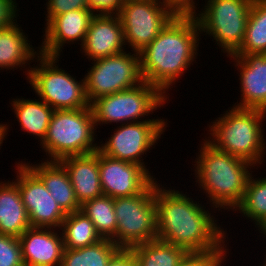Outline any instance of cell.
I'll return each instance as SVG.
<instances>
[{"instance_id":"cell-1","label":"cell","mask_w":266,"mask_h":266,"mask_svg":"<svg viewBox=\"0 0 266 266\" xmlns=\"http://www.w3.org/2000/svg\"><path fill=\"white\" fill-rule=\"evenodd\" d=\"M155 179L157 239L188 252L229 250L228 233L210 210L180 189L165 187ZM169 188V189H168ZM188 194V195H187ZM198 200V201H197ZM227 238V239H226ZM226 243V244H225Z\"/></svg>"},{"instance_id":"cell-2","label":"cell","mask_w":266,"mask_h":266,"mask_svg":"<svg viewBox=\"0 0 266 266\" xmlns=\"http://www.w3.org/2000/svg\"><path fill=\"white\" fill-rule=\"evenodd\" d=\"M200 28L192 12H179L141 52L143 81L158 87L166 96L186 70L196 62ZM176 82V83H175ZM170 88V89H169ZM168 94V95H167Z\"/></svg>"},{"instance_id":"cell-3","label":"cell","mask_w":266,"mask_h":266,"mask_svg":"<svg viewBox=\"0 0 266 266\" xmlns=\"http://www.w3.org/2000/svg\"><path fill=\"white\" fill-rule=\"evenodd\" d=\"M199 152L192 164L198 191L205 195L204 203L211 210H235L242 202L251 169H258L248 161L217 149L206 138L199 144ZM223 209V210H221ZM225 210V211H224Z\"/></svg>"},{"instance_id":"cell-4","label":"cell","mask_w":266,"mask_h":266,"mask_svg":"<svg viewBox=\"0 0 266 266\" xmlns=\"http://www.w3.org/2000/svg\"><path fill=\"white\" fill-rule=\"evenodd\" d=\"M266 112L259 109L229 107L208 124L204 136L217 149L242 158L256 168L265 163ZM264 122V123H263Z\"/></svg>"},{"instance_id":"cell-5","label":"cell","mask_w":266,"mask_h":266,"mask_svg":"<svg viewBox=\"0 0 266 266\" xmlns=\"http://www.w3.org/2000/svg\"><path fill=\"white\" fill-rule=\"evenodd\" d=\"M97 130L91 106L84 109L55 110L47 134L39 145L46 161L86 155L98 150ZM96 136V137H95ZM97 142V143H96Z\"/></svg>"},{"instance_id":"cell-6","label":"cell","mask_w":266,"mask_h":266,"mask_svg":"<svg viewBox=\"0 0 266 266\" xmlns=\"http://www.w3.org/2000/svg\"><path fill=\"white\" fill-rule=\"evenodd\" d=\"M59 58L62 57L43 54L36 58L26 81L35 92V97L44 101L54 110L90 107L84 78L78 80L76 76L62 69Z\"/></svg>"},{"instance_id":"cell-7","label":"cell","mask_w":266,"mask_h":266,"mask_svg":"<svg viewBox=\"0 0 266 266\" xmlns=\"http://www.w3.org/2000/svg\"><path fill=\"white\" fill-rule=\"evenodd\" d=\"M169 97L158 87L143 81L137 86L94 100L90 106L94 115L96 130L98 126L111 123L126 124L147 120H168L158 117L145 119L157 109H161ZM146 116V117H145Z\"/></svg>"},{"instance_id":"cell-8","label":"cell","mask_w":266,"mask_h":266,"mask_svg":"<svg viewBox=\"0 0 266 266\" xmlns=\"http://www.w3.org/2000/svg\"><path fill=\"white\" fill-rule=\"evenodd\" d=\"M252 1L205 0L201 10L199 6L191 11L198 21L201 36L213 37L216 49L219 47L226 58L234 55L243 43Z\"/></svg>"},{"instance_id":"cell-9","label":"cell","mask_w":266,"mask_h":266,"mask_svg":"<svg viewBox=\"0 0 266 266\" xmlns=\"http://www.w3.org/2000/svg\"><path fill=\"white\" fill-rule=\"evenodd\" d=\"M155 180L140 194L114 198L119 248L131 247L157 239Z\"/></svg>"},{"instance_id":"cell-10","label":"cell","mask_w":266,"mask_h":266,"mask_svg":"<svg viewBox=\"0 0 266 266\" xmlns=\"http://www.w3.org/2000/svg\"><path fill=\"white\" fill-rule=\"evenodd\" d=\"M179 13L165 0H126L118 17L124 32L126 48L141 52Z\"/></svg>"},{"instance_id":"cell-11","label":"cell","mask_w":266,"mask_h":266,"mask_svg":"<svg viewBox=\"0 0 266 266\" xmlns=\"http://www.w3.org/2000/svg\"><path fill=\"white\" fill-rule=\"evenodd\" d=\"M83 76L87 99L94 100L126 89L143 82L138 52L124 51L116 55L95 59Z\"/></svg>"},{"instance_id":"cell-12","label":"cell","mask_w":266,"mask_h":266,"mask_svg":"<svg viewBox=\"0 0 266 266\" xmlns=\"http://www.w3.org/2000/svg\"><path fill=\"white\" fill-rule=\"evenodd\" d=\"M167 121L147 120L118 124L105 142L101 140L98 143V150L111 158L139 164L150 173L148 162L145 163L143 157L147 156L163 137L161 135H164L166 127L169 126Z\"/></svg>"},{"instance_id":"cell-13","label":"cell","mask_w":266,"mask_h":266,"mask_svg":"<svg viewBox=\"0 0 266 266\" xmlns=\"http://www.w3.org/2000/svg\"><path fill=\"white\" fill-rule=\"evenodd\" d=\"M15 178L32 227L60 229L66 213L43 182L21 161L15 162Z\"/></svg>"},{"instance_id":"cell-14","label":"cell","mask_w":266,"mask_h":266,"mask_svg":"<svg viewBox=\"0 0 266 266\" xmlns=\"http://www.w3.org/2000/svg\"><path fill=\"white\" fill-rule=\"evenodd\" d=\"M98 165L103 194L111 198L140 194L156 179L143 166L111 158L99 150Z\"/></svg>"},{"instance_id":"cell-15","label":"cell","mask_w":266,"mask_h":266,"mask_svg":"<svg viewBox=\"0 0 266 266\" xmlns=\"http://www.w3.org/2000/svg\"><path fill=\"white\" fill-rule=\"evenodd\" d=\"M94 15L90 9H78L44 22L43 39L39 45L40 54L60 57L65 45L79 44L81 47Z\"/></svg>"},{"instance_id":"cell-16","label":"cell","mask_w":266,"mask_h":266,"mask_svg":"<svg viewBox=\"0 0 266 266\" xmlns=\"http://www.w3.org/2000/svg\"><path fill=\"white\" fill-rule=\"evenodd\" d=\"M238 70L240 98L233 106L266 112V54L229 56Z\"/></svg>"},{"instance_id":"cell-17","label":"cell","mask_w":266,"mask_h":266,"mask_svg":"<svg viewBox=\"0 0 266 266\" xmlns=\"http://www.w3.org/2000/svg\"><path fill=\"white\" fill-rule=\"evenodd\" d=\"M124 32L117 14H95L89 27L80 52L91 60L112 56L124 52Z\"/></svg>"},{"instance_id":"cell-18","label":"cell","mask_w":266,"mask_h":266,"mask_svg":"<svg viewBox=\"0 0 266 266\" xmlns=\"http://www.w3.org/2000/svg\"><path fill=\"white\" fill-rule=\"evenodd\" d=\"M18 239L24 266H61L65 248L60 229L31 227Z\"/></svg>"},{"instance_id":"cell-19","label":"cell","mask_w":266,"mask_h":266,"mask_svg":"<svg viewBox=\"0 0 266 266\" xmlns=\"http://www.w3.org/2000/svg\"><path fill=\"white\" fill-rule=\"evenodd\" d=\"M17 22L0 29V72L14 71L21 67L19 70L22 71L24 68L23 74L25 73L27 80L32 67L30 64L40 55V47L32 46L33 43L28 39L29 35Z\"/></svg>"},{"instance_id":"cell-20","label":"cell","mask_w":266,"mask_h":266,"mask_svg":"<svg viewBox=\"0 0 266 266\" xmlns=\"http://www.w3.org/2000/svg\"><path fill=\"white\" fill-rule=\"evenodd\" d=\"M65 167L80 205L103 194L98 165V150L91 154L59 160Z\"/></svg>"},{"instance_id":"cell-21","label":"cell","mask_w":266,"mask_h":266,"mask_svg":"<svg viewBox=\"0 0 266 266\" xmlns=\"http://www.w3.org/2000/svg\"><path fill=\"white\" fill-rule=\"evenodd\" d=\"M24 160L22 162L43 182L66 214L80 211L81 205L76 199L68 173L59 161L40 160L41 163L33 164Z\"/></svg>"},{"instance_id":"cell-22","label":"cell","mask_w":266,"mask_h":266,"mask_svg":"<svg viewBox=\"0 0 266 266\" xmlns=\"http://www.w3.org/2000/svg\"><path fill=\"white\" fill-rule=\"evenodd\" d=\"M27 210L14 180H0V234L19 238L31 228Z\"/></svg>"},{"instance_id":"cell-23","label":"cell","mask_w":266,"mask_h":266,"mask_svg":"<svg viewBox=\"0 0 266 266\" xmlns=\"http://www.w3.org/2000/svg\"><path fill=\"white\" fill-rule=\"evenodd\" d=\"M11 111L14 113L18 121L20 129L28 135L35 136L34 139L38 140V144H41L47 134V129L51 121L54 109L48 106L44 101L31 98H12L10 99Z\"/></svg>"},{"instance_id":"cell-24","label":"cell","mask_w":266,"mask_h":266,"mask_svg":"<svg viewBox=\"0 0 266 266\" xmlns=\"http://www.w3.org/2000/svg\"><path fill=\"white\" fill-rule=\"evenodd\" d=\"M130 249L136 266H178L189 253L182 247L159 239L135 245Z\"/></svg>"},{"instance_id":"cell-25","label":"cell","mask_w":266,"mask_h":266,"mask_svg":"<svg viewBox=\"0 0 266 266\" xmlns=\"http://www.w3.org/2000/svg\"><path fill=\"white\" fill-rule=\"evenodd\" d=\"M60 231L65 249L83 248L102 239L93 222L82 211L67 214Z\"/></svg>"},{"instance_id":"cell-26","label":"cell","mask_w":266,"mask_h":266,"mask_svg":"<svg viewBox=\"0 0 266 266\" xmlns=\"http://www.w3.org/2000/svg\"><path fill=\"white\" fill-rule=\"evenodd\" d=\"M253 175L248 180L242 202L233 212L239 211L244 219L253 222L257 231L266 222V176L256 178Z\"/></svg>"},{"instance_id":"cell-27","label":"cell","mask_w":266,"mask_h":266,"mask_svg":"<svg viewBox=\"0 0 266 266\" xmlns=\"http://www.w3.org/2000/svg\"><path fill=\"white\" fill-rule=\"evenodd\" d=\"M266 54V0H253L245 37L235 54Z\"/></svg>"},{"instance_id":"cell-28","label":"cell","mask_w":266,"mask_h":266,"mask_svg":"<svg viewBox=\"0 0 266 266\" xmlns=\"http://www.w3.org/2000/svg\"><path fill=\"white\" fill-rule=\"evenodd\" d=\"M120 248L111 240L98 242L79 249H65L61 266H107Z\"/></svg>"},{"instance_id":"cell-29","label":"cell","mask_w":266,"mask_h":266,"mask_svg":"<svg viewBox=\"0 0 266 266\" xmlns=\"http://www.w3.org/2000/svg\"><path fill=\"white\" fill-rule=\"evenodd\" d=\"M82 211L94 224L101 238L113 240L116 237L117 219L114 210V198L106 195L85 201Z\"/></svg>"},{"instance_id":"cell-30","label":"cell","mask_w":266,"mask_h":266,"mask_svg":"<svg viewBox=\"0 0 266 266\" xmlns=\"http://www.w3.org/2000/svg\"><path fill=\"white\" fill-rule=\"evenodd\" d=\"M227 254H230L228 250L189 252L178 266H224Z\"/></svg>"},{"instance_id":"cell-31","label":"cell","mask_w":266,"mask_h":266,"mask_svg":"<svg viewBox=\"0 0 266 266\" xmlns=\"http://www.w3.org/2000/svg\"><path fill=\"white\" fill-rule=\"evenodd\" d=\"M0 266H24L17 237L0 234Z\"/></svg>"},{"instance_id":"cell-32","label":"cell","mask_w":266,"mask_h":266,"mask_svg":"<svg viewBox=\"0 0 266 266\" xmlns=\"http://www.w3.org/2000/svg\"><path fill=\"white\" fill-rule=\"evenodd\" d=\"M46 6L45 22L65 12L78 9H89V0H45Z\"/></svg>"},{"instance_id":"cell-33","label":"cell","mask_w":266,"mask_h":266,"mask_svg":"<svg viewBox=\"0 0 266 266\" xmlns=\"http://www.w3.org/2000/svg\"><path fill=\"white\" fill-rule=\"evenodd\" d=\"M18 6L17 0H0V29L11 26L20 18Z\"/></svg>"},{"instance_id":"cell-34","label":"cell","mask_w":266,"mask_h":266,"mask_svg":"<svg viewBox=\"0 0 266 266\" xmlns=\"http://www.w3.org/2000/svg\"><path fill=\"white\" fill-rule=\"evenodd\" d=\"M122 0H89V9L94 14H118Z\"/></svg>"},{"instance_id":"cell-35","label":"cell","mask_w":266,"mask_h":266,"mask_svg":"<svg viewBox=\"0 0 266 266\" xmlns=\"http://www.w3.org/2000/svg\"><path fill=\"white\" fill-rule=\"evenodd\" d=\"M107 266H136L132 250L120 248L111 257Z\"/></svg>"},{"instance_id":"cell-36","label":"cell","mask_w":266,"mask_h":266,"mask_svg":"<svg viewBox=\"0 0 266 266\" xmlns=\"http://www.w3.org/2000/svg\"><path fill=\"white\" fill-rule=\"evenodd\" d=\"M173 5L179 12H191L199 6V0H165ZM197 4H196V3Z\"/></svg>"},{"instance_id":"cell-37","label":"cell","mask_w":266,"mask_h":266,"mask_svg":"<svg viewBox=\"0 0 266 266\" xmlns=\"http://www.w3.org/2000/svg\"><path fill=\"white\" fill-rule=\"evenodd\" d=\"M10 124L7 122H2L0 123V150L2 148V144L5 143L3 142L7 136H9L8 132L10 131ZM9 129V130H8Z\"/></svg>"},{"instance_id":"cell-38","label":"cell","mask_w":266,"mask_h":266,"mask_svg":"<svg viewBox=\"0 0 266 266\" xmlns=\"http://www.w3.org/2000/svg\"><path fill=\"white\" fill-rule=\"evenodd\" d=\"M259 234L264 237L263 241L266 240V222L263 226L258 230Z\"/></svg>"},{"instance_id":"cell-39","label":"cell","mask_w":266,"mask_h":266,"mask_svg":"<svg viewBox=\"0 0 266 266\" xmlns=\"http://www.w3.org/2000/svg\"><path fill=\"white\" fill-rule=\"evenodd\" d=\"M266 251V250H265ZM265 255V257H264V262H263V264H262V262H260L261 263V265H259V266H266V253L264 254Z\"/></svg>"}]
</instances>
